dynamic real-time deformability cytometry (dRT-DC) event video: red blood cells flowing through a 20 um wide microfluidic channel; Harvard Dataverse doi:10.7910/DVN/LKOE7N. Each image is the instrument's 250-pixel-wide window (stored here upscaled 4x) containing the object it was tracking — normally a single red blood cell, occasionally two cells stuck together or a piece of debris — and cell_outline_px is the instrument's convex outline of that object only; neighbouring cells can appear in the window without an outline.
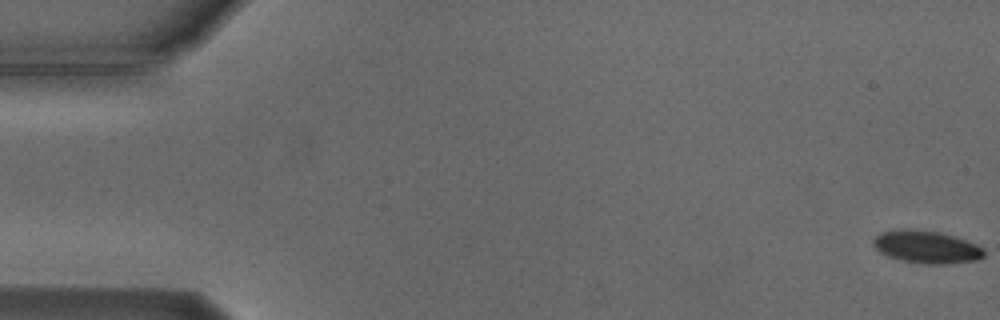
{"species": "Egyptian fruit bat (a non-hibernating species)", "species_latin": "Rousettus aegyptiacus", "temperature_condition": "cold", "stored_images_in_passage": 6, "camera_frame_rate_fps": 3000, "um_per_image_px": 0.085, "animal": {"sex": "male"}, "frame": {"image": 1, "passage_image": 1, "time_ms": 0.0, "image_size_px": [1000, 320], "cell_outline_px": [[984, 256], [976, 260], [940, 264], [920, 264], [900, 260], [888, 256], [880, 252], [872, 244], [872, 240], [880, 232], [904, 228], [908, 228], [940, 232], [976, 244], [984, 248]], "centroid_in_image_um": [78.71, 20.98], "position_along_channel_um": 6.3, "area_um2": 21.04}}